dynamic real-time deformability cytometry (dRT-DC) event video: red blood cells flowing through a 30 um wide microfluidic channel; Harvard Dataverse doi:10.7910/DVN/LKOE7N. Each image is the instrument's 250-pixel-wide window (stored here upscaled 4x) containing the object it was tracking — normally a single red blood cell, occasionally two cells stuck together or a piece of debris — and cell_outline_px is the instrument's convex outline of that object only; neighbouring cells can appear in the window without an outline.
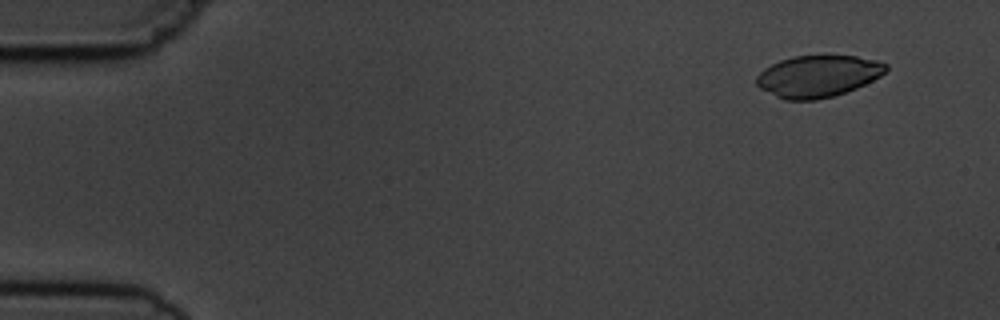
{"species": "common noctule bat (a hibernating species)", "species_latin": "Nyctalus noctula", "temperature_condition": "cold", "stored_images_in_passage": 7, "camera_frame_rate_fps": 3000, "um_per_image_px": 0.085, "animal": {"sex": "male", "body_mass_g": 19.5, "forearm_length_mm": 54.6}, "frame": {"image": 1, "passage_image": 2, "time_ms": 1.333, "image_size_px": [1000, 320], "cell_outline_px": [[888, 68], [880, 76], [856, 88], [832, 96], [816, 100], [784, 100], [760, 88], [756, 84], [756, 76], [764, 68], [780, 60], [792, 56], [856, 56], [876, 60], [888, 64]], "centroid_in_image_um": [69.51, 6.47], "position_along_channel_um": 15.5, "area_um2": 31.33}}